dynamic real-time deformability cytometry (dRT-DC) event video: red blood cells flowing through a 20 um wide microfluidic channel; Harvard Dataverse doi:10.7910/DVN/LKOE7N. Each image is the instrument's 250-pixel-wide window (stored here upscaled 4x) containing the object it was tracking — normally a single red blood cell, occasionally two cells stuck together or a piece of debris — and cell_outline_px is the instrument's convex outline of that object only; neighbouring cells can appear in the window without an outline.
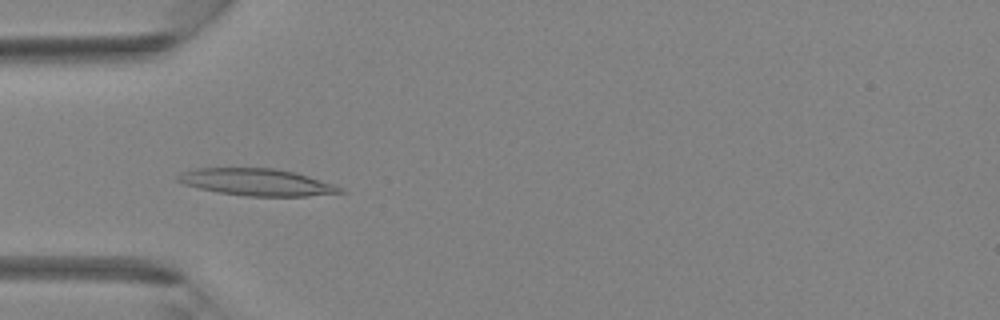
{"species": "Egyptian fruit bat (a non-hibernating species)", "species_latin": "Rousettus aegyptiacus", "temperature_condition": "room temperature", "stored_images_in_passage": 41, "camera_frame_rate_fps": 3000, "um_per_image_px": 0.085, "animal": {"sex": "female"}, "frame": {"image": 1, "passage_image": 13, "time_ms": 4.0, "image_size_px": [1000, 320], "cell_outline_px": [[348, 192], [308, 196], [248, 196], [220, 192], [200, 188], [184, 184], [176, 180], [176, 176], [180, 172], [196, 168], [272, 168], [296, 172], [336, 184], [344, 188]], "centroid_in_image_um": [21.89, 15.48], "position_along_channel_um": 63.1, "area_um2": 25.66}}
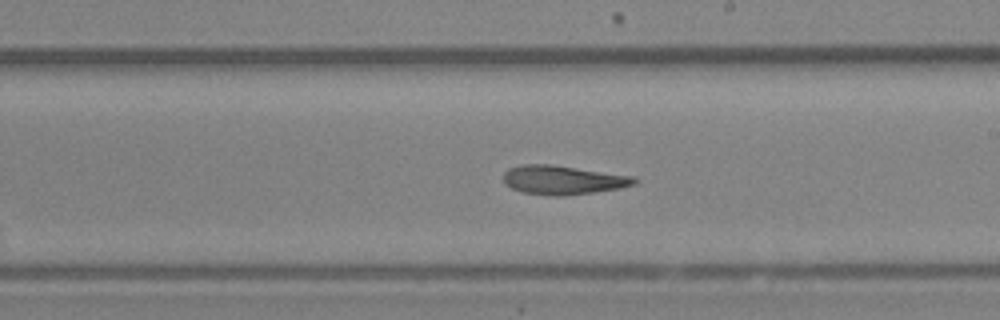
{"frame": {"image": 2, "passage_image": 24, "time_ms": 7.667, "image_size_px": [1000, 320], "cell_outline_px": [[640, 180], [636, 184], [620, 188], [564, 196], [552, 196], [524, 192], [512, 188], [504, 184], [504, 172], [508, 168], [524, 164], [552, 164], [636, 176]], "centroid_in_image_um": [47.89, 15.29], "position_along_channel_um": 241.1, "area_um2": 22.31}}
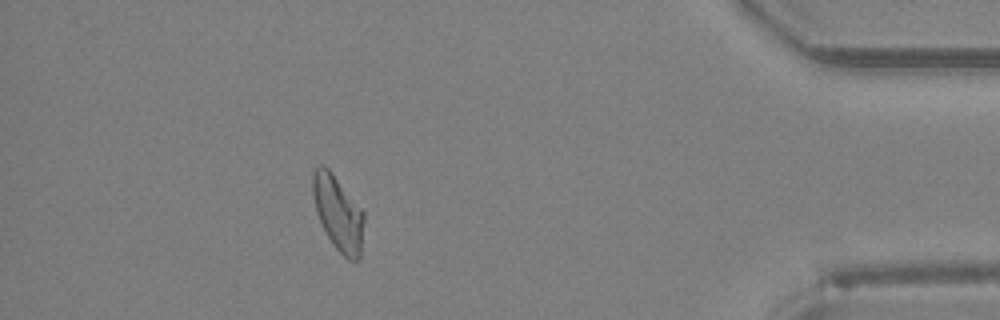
{"frame": {"image": 3, "passage_image": 37, "time_ms": 12.0, "image_size_px": [1000, 320], "cell_outline_px": [[364, 220], [360, 256], [356, 260], [348, 260], [332, 244], [316, 212], [312, 192], [312, 172], [320, 164], [324, 164], [328, 168], [364, 212]], "centroid_in_image_um": [28.72, 18.1], "position_along_channel_um": 406.5, "area_um2": 22.02}}